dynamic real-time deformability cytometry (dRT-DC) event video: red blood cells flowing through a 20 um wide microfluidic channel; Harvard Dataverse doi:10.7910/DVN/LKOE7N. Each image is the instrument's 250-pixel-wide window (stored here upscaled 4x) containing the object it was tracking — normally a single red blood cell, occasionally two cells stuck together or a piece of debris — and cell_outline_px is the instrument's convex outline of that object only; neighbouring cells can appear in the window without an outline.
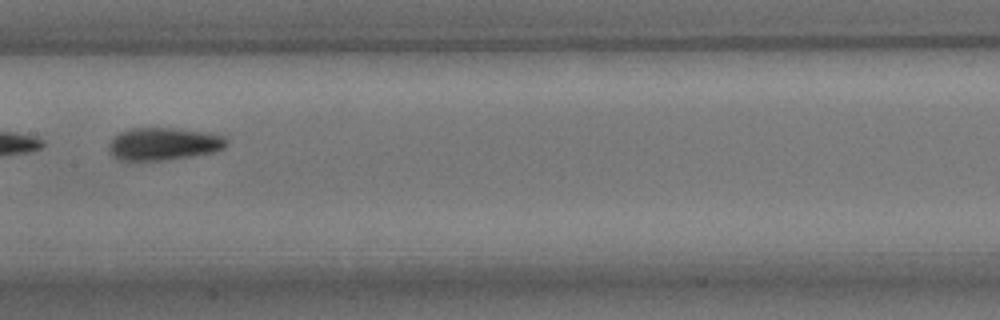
{"species": "common noctule bat (a hibernating species)", "species_latin": "Nyctalus noctula", "temperature_condition": "room temperature", "stored_images_in_passage": 10, "camera_frame_rate_fps": 3000, "um_per_image_px": 0.085, "animal": {"sex": "male", "body_mass_g": 15.6}, "frame": {"image": 1, "passage_image": 4, "time_ms": 3.667, "image_size_px": [1000, 320], "cell_outline_px": [[228, 144], [224, 148], [216, 152], [192, 156], [160, 160], [120, 160], [112, 156], [108, 152], [108, 144], [120, 132], [132, 128], [172, 128], [208, 132], [224, 136], [228, 140]], "centroid_in_image_um": [13.93, 12.23], "position_along_channel_um": 193.5, "area_um2": 22.43}}
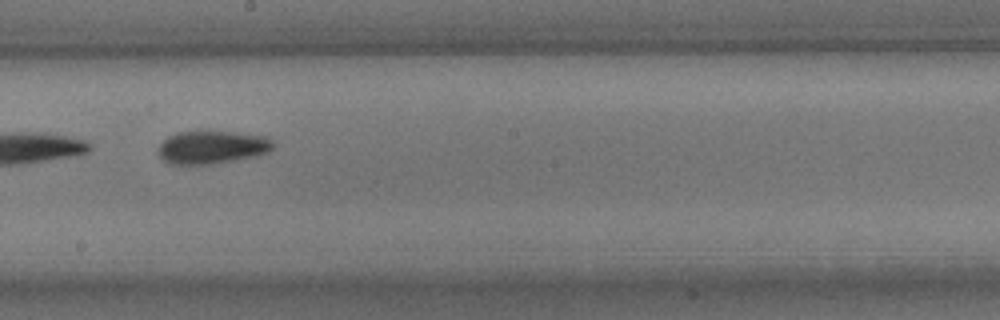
{"frame": {"image": 2, "passage_image": 5, "time_ms": 4.667, "image_size_px": [1000, 320], "cell_outline_px": [[276, 144], [268, 152], [252, 156], [232, 160], [208, 164], [168, 164], [160, 156], [160, 144], [168, 136], [176, 132], [200, 128], [204, 128], [268, 136]], "centroid_in_image_um": [18.02, 12.45], "position_along_channel_um": 230.2, "area_um2": 22.72}}
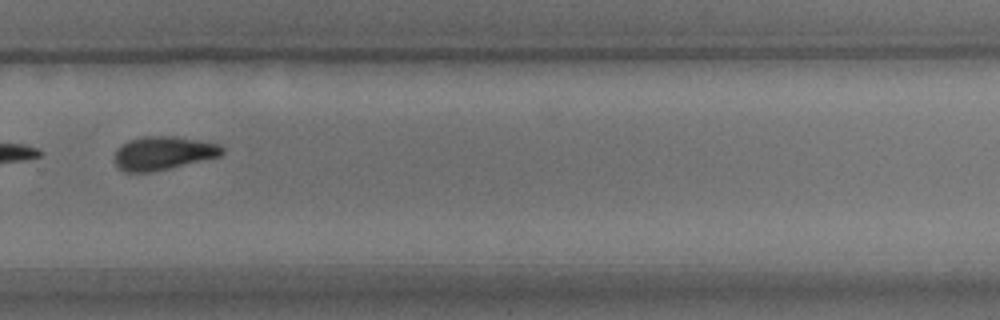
{"frame": {"image": 3, "passage_image": 7, "time_ms": 7.0, "image_size_px": [1000, 320], "cell_outline_px": [[224, 152], [220, 156], [152, 172], [124, 172], [112, 160], [116, 152], [128, 140], [144, 136], [172, 136], [200, 140], [220, 144], [224, 148]], "centroid_in_image_um": [13.88, 13.01], "position_along_channel_um": 315.9, "area_um2": 20.92}, "authors_computed_cell_mechanics": {"area_um2": 21.7039, "velocity_mm_per_s": 3.6886, "shape_relaxation_time_tau1_ms": 8.1219, "shape_relaxation_time_tau2_ms": null, "deformation_change_tau1": 0.1718, "deformation_change_tau2": null}}